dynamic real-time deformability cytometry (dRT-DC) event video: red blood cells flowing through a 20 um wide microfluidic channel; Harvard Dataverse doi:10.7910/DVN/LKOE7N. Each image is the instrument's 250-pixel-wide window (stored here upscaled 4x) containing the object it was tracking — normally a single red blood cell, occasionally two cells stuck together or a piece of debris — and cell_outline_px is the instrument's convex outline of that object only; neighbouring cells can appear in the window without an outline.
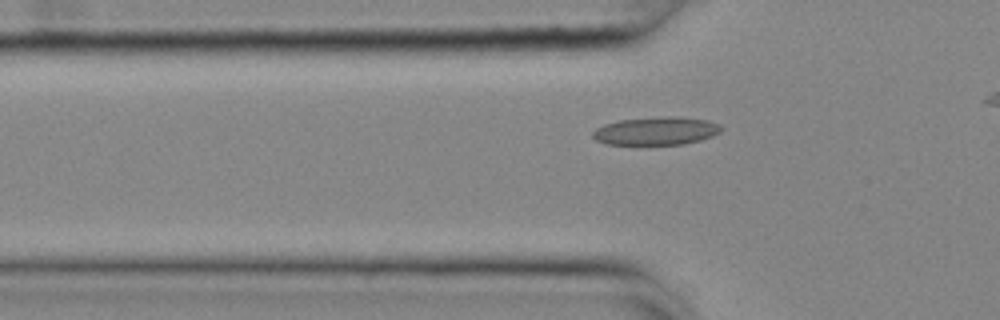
{"species": "common noctule bat (a hibernating species)", "species_latin": "Nyctalus noctula", "temperature_condition": "cold", "stored_images_in_passage": 35, "camera_frame_rate_fps": 3000, "um_per_image_px": 0.085, "animal": {"sex": "female", "body_mass_g": 25.1}, "frame": {"image": 1, "passage_image": 5, "time_ms": 1.333, "image_size_px": [1000, 320], "cell_outline_px": [[724, 128], [720, 132], [712, 136], [700, 140], [684, 144], [604, 144], [596, 140], [592, 136], [592, 132], [596, 128], [604, 124], [620, 120], [664, 116], [680, 116], [708, 120], [720, 124]], "centroid_in_image_um": [55.8, 11.12], "position_along_channel_um": 70.0, "area_um2": 21.15}}
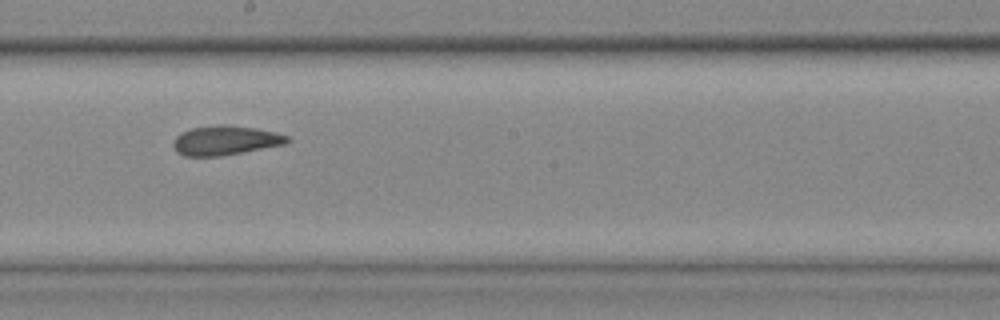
{"frame": {"image": 2, "passage_image": 18, "time_ms": 5.667, "image_size_px": [1000, 320], "cell_outline_px": [[292, 140], [284, 144], [220, 156], [184, 156], [176, 152], [172, 144], [176, 136], [192, 128], [220, 124], [224, 124], [256, 128], [276, 132], [288, 136]], "centroid_in_image_um": [19.15, 11.93], "position_along_channel_um": 229.0, "area_um2": 19.42}}
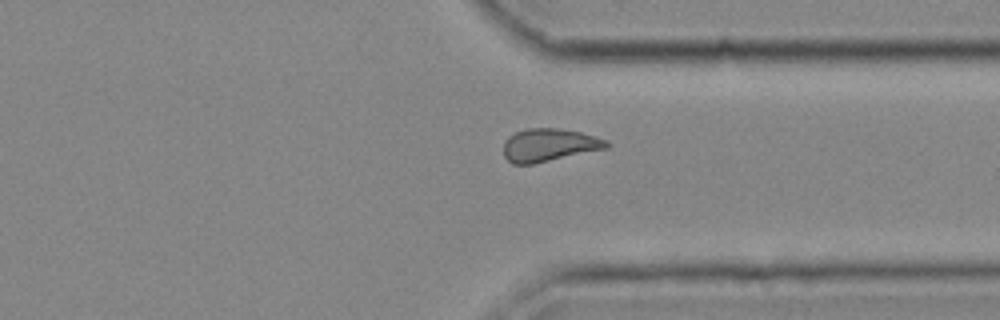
{"frame": {"image": 3, "passage_image": 29, "time_ms": 9.333, "image_size_px": [1000, 320], "cell_outline_px": [[608, 148], [532, 164], [512, 164], [504, 156], [504, 140], [508, 136], [516, 132], [528, 128], [556, 128], [580, 132], [596, 136], [608, 140]], "centroid_in_image_um": [46.66, 12.32], "position_along_channel_um": 364.7, "area_um2": 19.71}, "authors_computed_cell_mechanics": {"area_um2": 19.5364, "velocity_mm_per_s": 3.6813, "shape_relaxation_time_tau1_ms": 11.137, "shape_relaxation_time_tau2_ms": 1.8245, "deformation_change_tau1": 0.1962, "deformation_change_tau2": 0.0717}}